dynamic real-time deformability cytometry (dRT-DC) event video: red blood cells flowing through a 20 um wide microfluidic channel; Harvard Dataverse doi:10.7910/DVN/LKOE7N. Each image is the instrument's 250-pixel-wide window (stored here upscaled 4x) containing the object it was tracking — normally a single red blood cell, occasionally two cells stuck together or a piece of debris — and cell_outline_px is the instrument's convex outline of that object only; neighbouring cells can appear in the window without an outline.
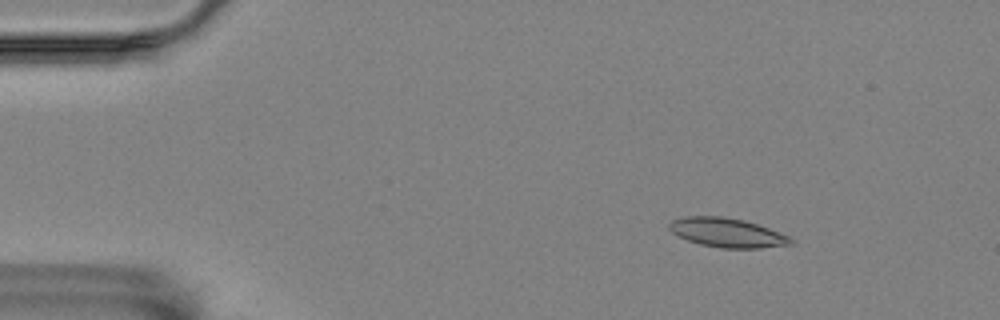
{"species": "Egyptian fruit bat (a non-hibernating species)", "species_latin": "Rousettus aegyptiacus", "temperature_condition": "room temperature", "stored_images_in_passage": 4, "camera_frame_rate_fps": 3000, "um_per_image_px": 0.085, "animal": {"sex": "female"}, "frame": {"image": 1, "passage_image": 2, "time_ms": 0.333, "image_size_px": [1000, 320], "cell_outline_px": [[796, 244], [760, 248], [720, 248], [700, 244], [688, 240], [672, 232], [668, 228], [668, 224], [672, 220], [684, 216], [724, 216], [744, 220], [768, 228], [788, 236], [796, 240]], "centroid_in_image_um": [61.83, 19.78], "position_along_channel_um": 23.2, "area_um2": 20.75}}